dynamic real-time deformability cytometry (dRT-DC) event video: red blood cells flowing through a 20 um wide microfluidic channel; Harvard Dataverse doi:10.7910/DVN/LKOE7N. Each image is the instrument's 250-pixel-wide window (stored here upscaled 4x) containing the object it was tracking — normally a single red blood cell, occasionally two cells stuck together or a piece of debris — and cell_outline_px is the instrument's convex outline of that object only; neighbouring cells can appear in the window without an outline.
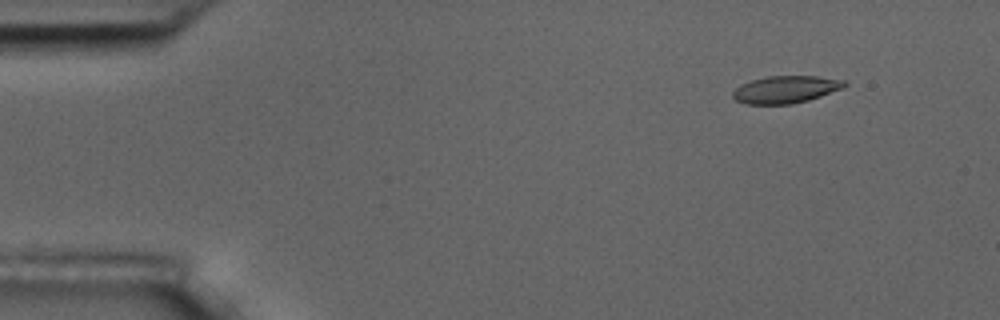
{"species": "common noctule bat (a hibernating species)", "species_latin": "Nyctalus noctula", "temperature_condition": "room temperature", "stored_images_in_passage": 5, "camera_frame_rate_fps": 3000, "um_per_image_px": 0.085, "animal": {"sex": "male", "body_mass_g": 17.5, "forearm_length_mm": 52.3}, "frame": {"image": 1, "passage_image": 2, "time_ms": 1.0, "image_size_px": [1000, 320], "cell_outline_px": [[848, 84], [844, 88], [808, 100], [792, 104], [744, 104], [736, 100], [732, 96], [732, 92], [740, 84], [752, 80], [768, 76], [816, 76], [844, 80]], "centroid_in_image_um": [66.77, 7.6], "position_along_channel_um": 18.2, "area_um2": 17.8}}
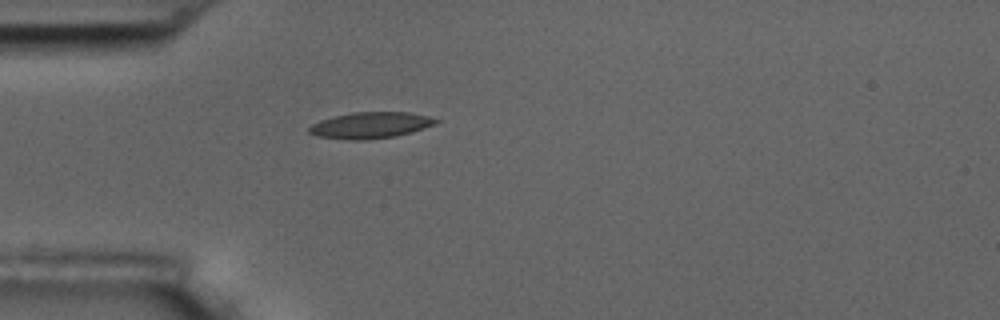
{"frame": {"image": 2, "passage_image": 5, "time_ms": 4.333, "image_size_px": [1000, 320], "cell_outline_px": [[440, 120], [436, 124], [412, 132], [392, 136], [368, 140], [352, 140], [316, 136], [308, 132], [308, 128], [312, 124], [320, 120], [332, 116], [352, 112], [408, 112], [428, 116]], "centroid_in_image_um": [31.47, 10.64], "position_along_channel_um": 53.5, "area_um2": 19.42}}